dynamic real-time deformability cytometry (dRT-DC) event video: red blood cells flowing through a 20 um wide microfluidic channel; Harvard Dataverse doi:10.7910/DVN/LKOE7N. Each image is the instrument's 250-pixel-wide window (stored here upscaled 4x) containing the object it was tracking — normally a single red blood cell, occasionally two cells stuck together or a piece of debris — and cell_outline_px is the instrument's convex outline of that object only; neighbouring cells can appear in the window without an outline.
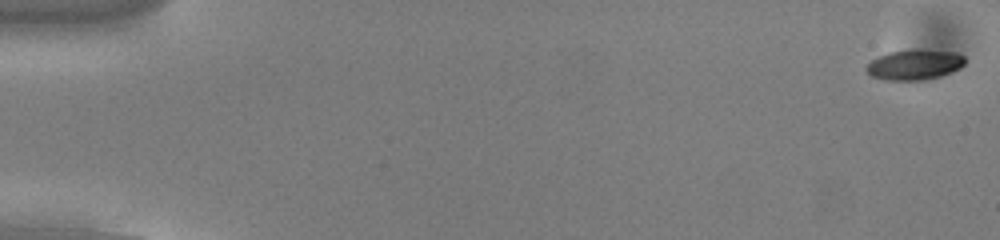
{"species": "common noctule bat (a hibernating species)", "species_latin": "Nyctalus noctula", "temperature_condition": "cold", "stored_images_in_passage": 54, "camera_frame_rate_fps": 3000, "um_per_image_px": 0.085, "animal": {"sex": "male", "body_mass_g": 13.0, "forearm_length_mm": 53.1}, "frame": {"image": 1, "passage_image": 1, "time_ms": 0.0, "image_size_px": [1000, 240], "cell_outline_px": [[964, 64], [960, 68], [940, 76], [920, 80], [884, 80], [872, 76], [864, 68], [872, 60], [888, 52], [956, 52], [964, 56]], "centroid_in_image_um": [77.71, 5.55], "position_along_channel_um": 7.3, "area_um2": 16.47}}
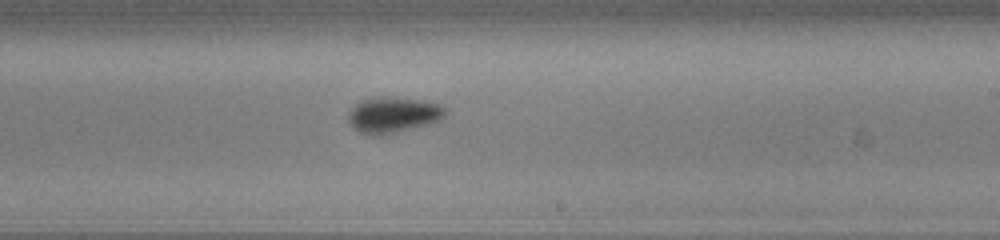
{"frame": {"image": 2, "passage_image": 33, "time_ms": 10.667, "image_size_px": [1000, 240], "cell_outline_px": [[444, 116], [440, 120], [428, 124], [380, 136], [372, 136], [360, 132], [348, 120], [348, 112], [356, 104], [364, 100], [420, 100], [440, 104], [444, 108]], "centroid_in_image_um": [33.42, 9.83], "position_along_channel_um": 255.6, "area_um2": 19.07}}
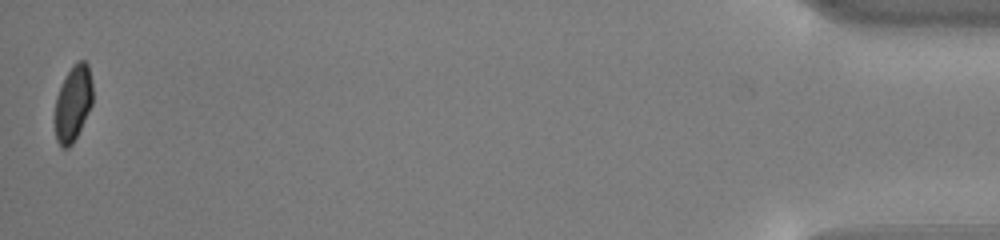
{"frame": {"image": 3, "passage_image": 54, "time_ms": 17.667, "image_size_px": [1000, 240], "cell_outline_px": [[92, 104], [72, 144], [68, 148], [60, 148], [56, 140], [56, 96], [72, 64], [76, 60], [84, 60], [88, 64], [92, 80]], "centroid_in_image_um": [6.22, 8.75], "position_along_channel_um": 429.0, "area_um2": 16.47}, "authors_computed_cell_mechanics": {"area_um2": 18.1203, "velocity_mm_per_s": 3.7977, "shape_relaxation_time_tau1_ms": 1.7733, "shape_relaxation_time_tau2_ms": null, "deformation_change_tau1": 0.0793, "deformation_change_tau2": null}}